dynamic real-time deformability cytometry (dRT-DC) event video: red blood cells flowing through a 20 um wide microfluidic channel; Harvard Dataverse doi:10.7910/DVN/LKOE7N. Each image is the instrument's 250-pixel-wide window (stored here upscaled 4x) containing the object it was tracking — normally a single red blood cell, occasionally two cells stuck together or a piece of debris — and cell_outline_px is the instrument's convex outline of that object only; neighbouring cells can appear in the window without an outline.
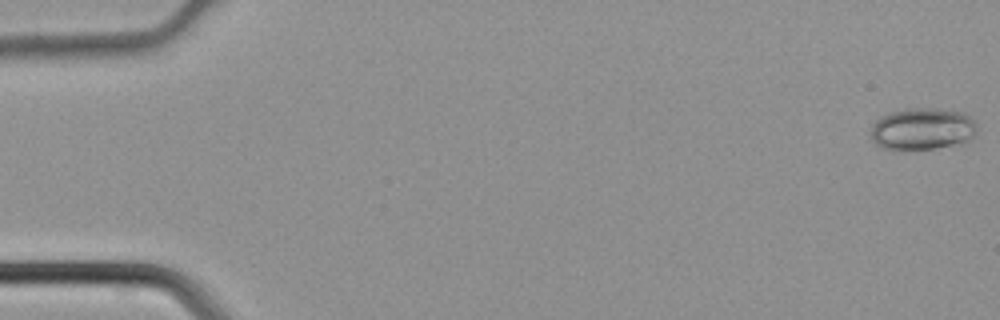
{"species": "common noctule bat (a hibernating species)", "species_latin": "Nyctalus noctula", "temperature_condition": "cold", "stored_images_in_passage": 45, "camera_frame_rate_fps": 3000, "um_per_image_px": 0.085, "animal": {"sex": "male", "body_mass_g": 21.5, "forearm_length_mm": 52.0}, "frame": {"image": 1, "passage_image": 1, "time_ms": 0.0, "image_size_px": [1000, 320], "cell_outline_px": [[976, 132], [972, 140], [964, 144], [936, 148], [880, 148], [872, 140], [872, 124], [880, 116], [892, 112], [920, 108], [928, 108], [964, 112], [972, 116], [976, 120]], "centroid_in_image_um": [78.49, 10.96], "position_along_channel_um": 6.5, "area_um2": 25.95}}
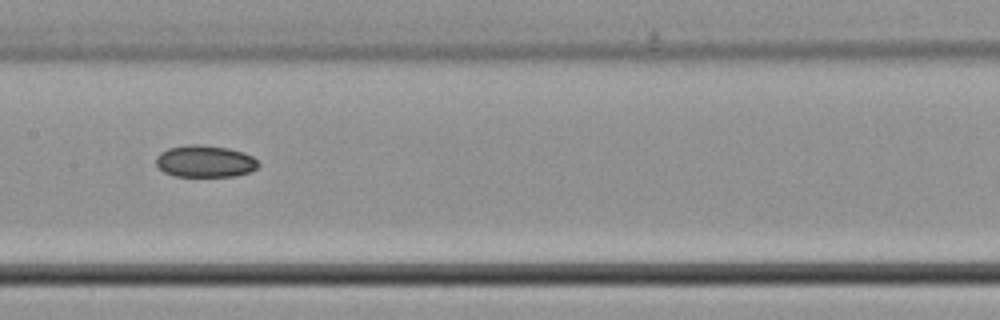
{"frame": {"image": 2, "passage_image": 23, "time_ms": 7.333, "image_size_px": [1000, 320], "cell_outline_px": [[260, 164], [256, 168], [248, 172], [236, 176], [176, 176], [164, 172], [156, 164], [156, 156], [160, 152], [168, 148], [192, 144], [204, 144], [228, 148], [244, 152], [252, 156]], "centroid_in_image_um": [17.42, 13.7], "position_along_channel_um": 190.0, "area_um2": 19.07}}
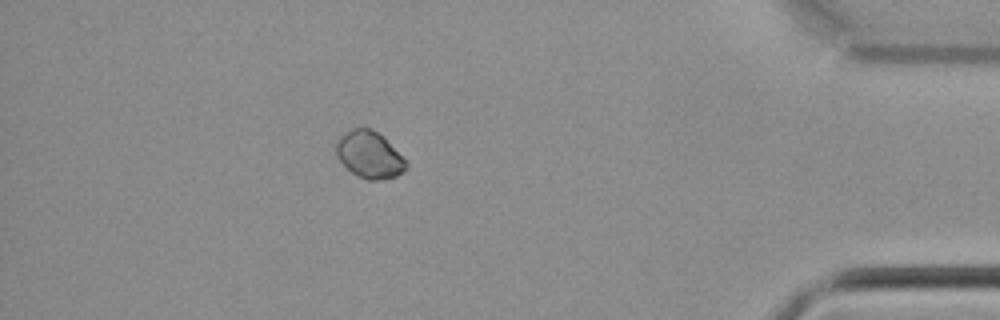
{"frame": {"image": 3, "passage_image": 40, "time_ms": 13.0, "image_size_px": [1000, 320], "cell_outline_px": [[408, 168], [404, 172], [396, 176], [384, 180], [368, 180], [356, 176], [336, 156], [336, 144], [344, 132], [352, 128], [368, 128], [384, 136], [408, 164]], "centroid_in_image_um": [31.41, 13.17], "position_along_channel_um": 403.8, "area_um2": 19.07}}